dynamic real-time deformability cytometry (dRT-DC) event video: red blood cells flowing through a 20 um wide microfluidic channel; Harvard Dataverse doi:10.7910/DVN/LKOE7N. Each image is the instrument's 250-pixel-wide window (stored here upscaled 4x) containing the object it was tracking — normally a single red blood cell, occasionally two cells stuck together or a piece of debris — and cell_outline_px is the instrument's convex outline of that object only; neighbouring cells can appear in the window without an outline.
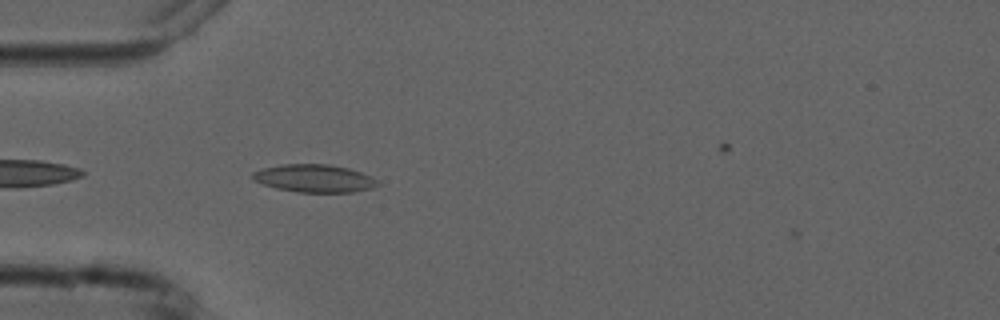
{"species": "common noctule bat (a hibernating species)", "species_latin": "Nyctalus noctula", "temperature_condition": "cold", "stored_images_in_passage": 1, "camera_frame_rate_fps": 3000, "um_per_image_px": 0.085, "animal": {"sex": "male", "forearm_length_mm": 52.5}, "frame": {"image": 1, "passage_image": 1, "time_ms": 0.0, "image_size_px": [1000, 320], "cell_outline_px": [[380, 184], [372, 188], [352, 192], [296, 192], [276, 188], [252, 180], [252, 172], [260, 168], [280, 164], [328, 164], [348, 168], [372, 176]], "centroid_in_image_um": [26.68, 15.15], "position_along_channel_um": 58.3, "area_um2": 20.35}}